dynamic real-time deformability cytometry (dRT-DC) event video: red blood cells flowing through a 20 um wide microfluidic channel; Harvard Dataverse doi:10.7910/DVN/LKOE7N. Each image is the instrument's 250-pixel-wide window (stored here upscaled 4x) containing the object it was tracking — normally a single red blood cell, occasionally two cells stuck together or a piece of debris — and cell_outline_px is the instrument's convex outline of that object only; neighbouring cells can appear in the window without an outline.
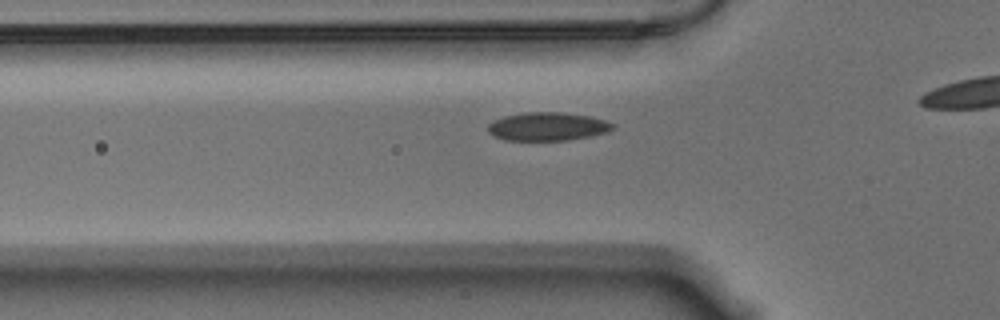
{"species": "Egyptian fruit bat (a non-hibernating species)", "species_latin": "Rousettus aegyptiacus", "temperature_condition": "warm", "stored_images_in_passage": 40, "camera_frame_rate_fps": 3000, "um_per_image_px": 0.085, "animal": {"sex": "male"}, "frame": {"image": 1, "passage_image": 13, "time_ms": 4.0, "image_size_px": [1000, 320], "cell_outline_px": [[612, 128], [608, 132], [568, 140], [504, 140], [492, 136], [488, 132], [488, 124], [504, 116], [524, 112], [560, 112], [588, 116], [604, 120], [612, 124]], "centroid_in_image_um": [46.48, 10.75], "position_along_channel_um": 79.3, "area_um2": 20.4}}
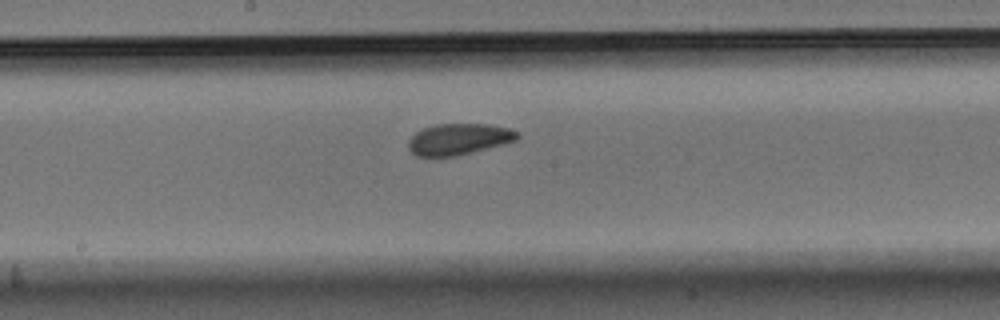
{"frame": {"image": 2, "passage_image": 24, "time_ms": 7.667, "image_size_px": [1000, 320], "cell_outline_px": [[520, 136], [516, 140], [504, 144], [456, 156], [416, 156], [408, 148], [408, 140], [416, 132], [424, 128], [436, 124], [484, 124], [508, 128], [520, 132]], "centroid_in_image_um": [39.0, 11.83], "position_along_channel_um": 209.2, "area_um2": 19.77}}
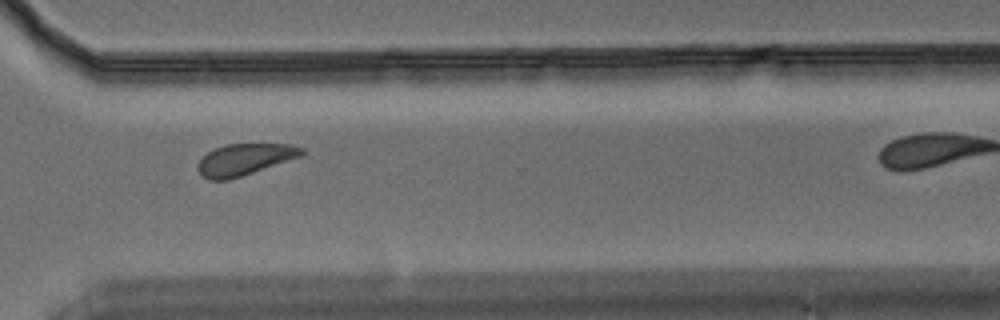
{"frame": {"image": 3, "passage_image": 36, "time_ms": 11.667, "image_size_px": [1000, 320], "cell_outline_px": [[304, 156], [228, 180], [208, 180], [200, 176], [196, 168], [196, 164], [208, 152], [224, 144], [288, 144], [304, 148]], "centroid_in_image_um": [20.78, 13.56], "position_along_channel_um": 349.8, "area_um2": 19.25}}